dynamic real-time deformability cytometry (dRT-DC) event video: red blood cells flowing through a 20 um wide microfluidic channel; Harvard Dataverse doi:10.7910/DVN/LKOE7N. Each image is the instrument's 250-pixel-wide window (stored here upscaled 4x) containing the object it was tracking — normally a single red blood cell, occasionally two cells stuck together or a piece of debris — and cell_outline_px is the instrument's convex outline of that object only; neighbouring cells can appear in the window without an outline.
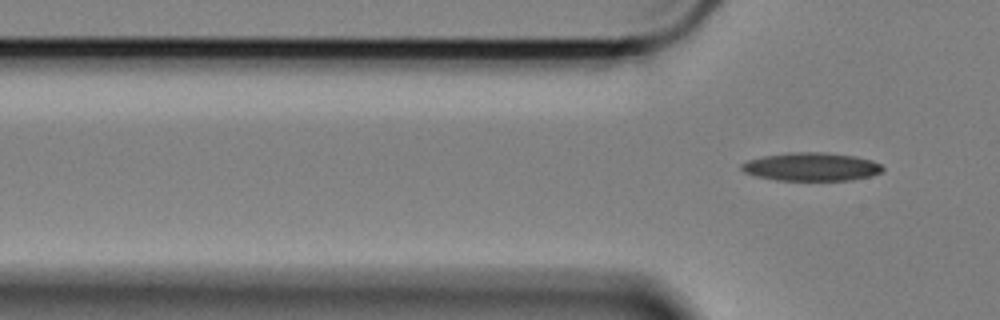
{"species": "Egyptian fruit bat (a non-hibernating species)", "species_latin": "Rousettus aegyptiacus", "temperature_condition": "cold", "stored_images_in_passage": 8, "camera_frame_rate_fps": 3000, "um_per_image_px": 0.085, "animal": {"sex": "female"}, "frame": {"image": 1, "passage_image": 8, "time_ms": 2.333, "image_size_px": [1000, 320], "cell_outline_px": [[884, 168], [880, 172], [868, 176], [852, 180], [776, 180], [756, 176], [744, 172], [740, 168], [740, 164], [748, 160], [764, 156], [788, 152], [824, 152], [856, 156], [872, 160], [880, 164]], "centroid_in_image_um": [68.94, 14.17], "position_along_channel_um": 56.9, "area_um2": 23.24}}